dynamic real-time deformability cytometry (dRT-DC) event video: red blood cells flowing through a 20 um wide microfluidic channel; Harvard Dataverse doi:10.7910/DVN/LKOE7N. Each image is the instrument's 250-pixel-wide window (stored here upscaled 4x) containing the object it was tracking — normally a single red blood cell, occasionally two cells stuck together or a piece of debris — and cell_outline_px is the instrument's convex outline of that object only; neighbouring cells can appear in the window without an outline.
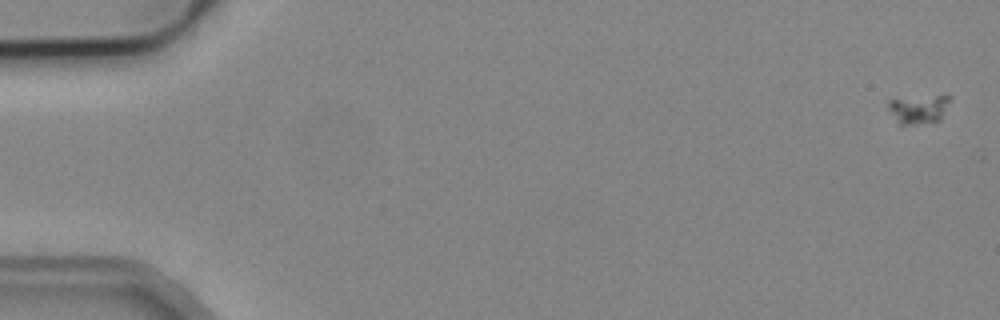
{"species": "common noctule bat (a hibernating species)", "species_latin": "Nyctalus noctula", "temperature_condition": "cold", "stored_images_in_passage": 4, "camera_frame_rate_fps": 3000, "um_per_image_px": 0.085, "animal": {"sex": "male", "body_mass_g": 19.2, "forearm_length_mm": 51.8}, "frame": {"image": 1, "passage_image": 1, "time_ms": 0.0, "image_size_px": [1000, 320], "cell_outline_px": [[952, 100], [940, 120], [916, 124], [900, 124], [888, 108], [888, 100], [936, 96], [952, 96]], "centroid_in_image_um": [78.14, 9.28], "position_along_channel_um": 6.9, "area_um2": 10.0}}